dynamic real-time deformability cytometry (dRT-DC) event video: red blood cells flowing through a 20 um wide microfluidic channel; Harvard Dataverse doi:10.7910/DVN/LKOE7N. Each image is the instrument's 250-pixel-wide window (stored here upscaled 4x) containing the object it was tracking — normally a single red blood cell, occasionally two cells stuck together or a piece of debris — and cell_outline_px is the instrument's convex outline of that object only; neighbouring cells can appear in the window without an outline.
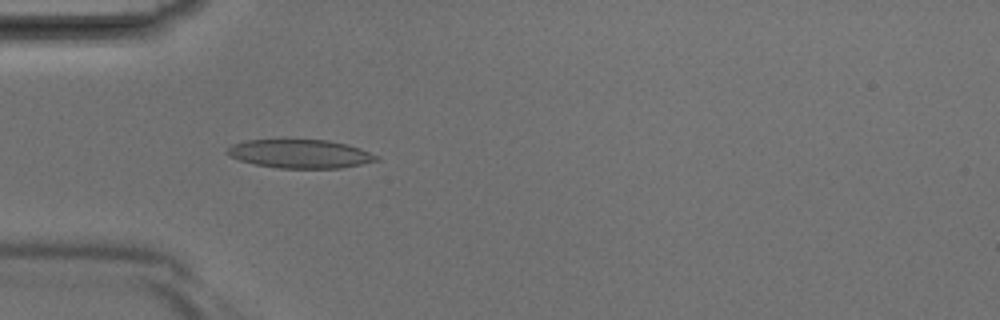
{"species": "Egyptian fruit bat (a non-hibernating species)", "species_latin": "Rousettus aegyptiacus", "temperature_condition": "room temperature", "stored_images_in_passage": 34, "camera_frame_rate_fps": 3000, "um_per_image_px": 0.085, "animal": {"sex": "male"}, "frame": {"image": 1, "passage_image": 11, "time_ms": 3.333, "image_size_px": [1000, 320], "cell_outline_px": [[380, 160], [340, 168], [280, 168], [256, 164], [240, 160], [224, 152], [232, 144], [244, 140], [328, 140], [348, 144], [360, 148], [380, 156]], "centroid_in_image_um": [25.54, 13.07], "position_along_channel_um": 59.5, "area_um2": 24.8}}
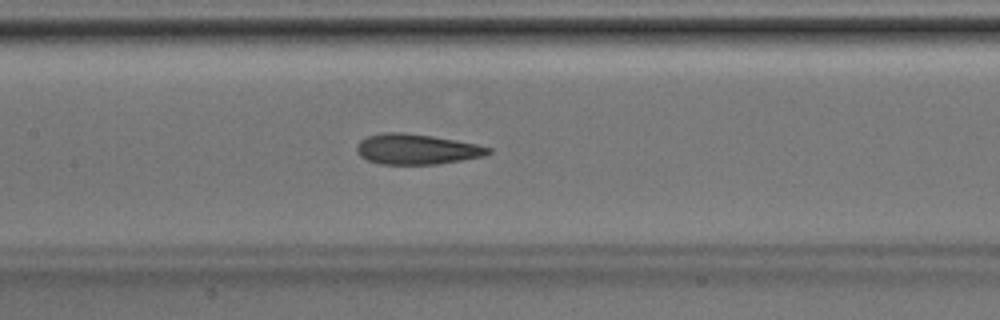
{"frame": {"image": 2, "passage_image": 18, "time_ms": 5.667, "image_size_px": [1000, 320], "cell_outline_px": [[492, 152], [484, 156], [436, 164], [380, 164], [368, 160], [360, 156], [356, 152], [356, 144], [360, 140], [368, 136], [380, 132], [404, 132], [432, 136], [476, 144], [492, 148]], "centroid_in_image_um": [35.37, 12.67], "position_along_channel_um": 172.0, "area_um2": 23.29}}
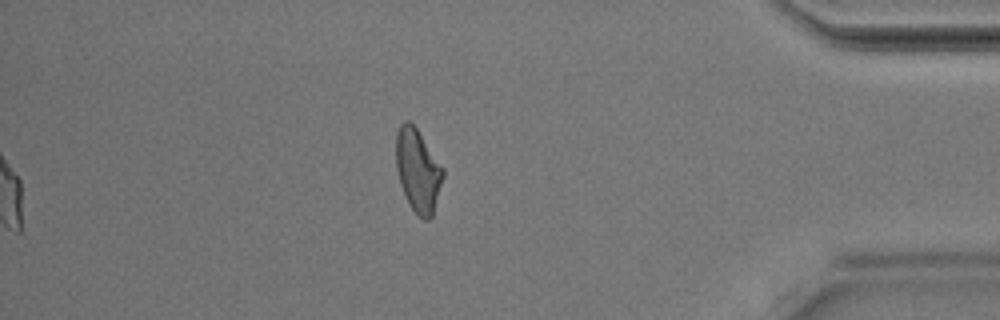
{"frame": {"image": 3, "passage_image": 34, "time_ms": 11.0, "image_size_px": [1000, 320], "cell_outline_px": [[444, 176], [432, 216], [428, 220], [424, 220], [408, 204], [400, 184], [396, 168], [396, 132], [400, 124], [404, 120], [408, 120], [416, 128], [444, 168]], "centroid_in_image_um": [35.51, 14.48], "position_along_channel_um": 399.7, "area_um2": 22.66}}